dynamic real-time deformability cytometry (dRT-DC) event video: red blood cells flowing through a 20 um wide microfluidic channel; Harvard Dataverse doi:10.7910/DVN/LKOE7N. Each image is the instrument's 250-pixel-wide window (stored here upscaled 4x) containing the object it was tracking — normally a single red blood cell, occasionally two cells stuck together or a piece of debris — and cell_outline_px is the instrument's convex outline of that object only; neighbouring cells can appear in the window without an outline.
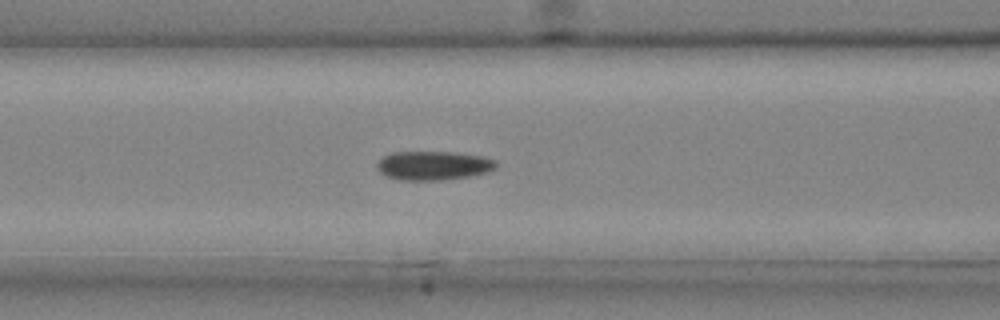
{"species": "common noctule bat (a hibernating species)", "species_latin": "Nyctalus noctula", "temperature_condition": "cold", "stored_images_in_passage": 42, "camera_frame_rate_fps": 3000, "um_per_image_px": 0.085, "animal": {"sex": "male", "body_mass_g": 20.4}, "frame": {"image": 1, "passage_image": 18, "time_ms": 5.667, "image_size_px": [1000, 320], "cell_outline_px": [[496, 168], [488, 172], [468, 176], [440, 180], [400, 180], [384, 176], [376, 168], [376, 164], [384, 156], [392, 152], [452, 152], [480, 156], [496, 160]], "centroid_in_image_um": [36.8, 14.07], "position_along_channel_um": 129.8, "area_um2": 20.06}}
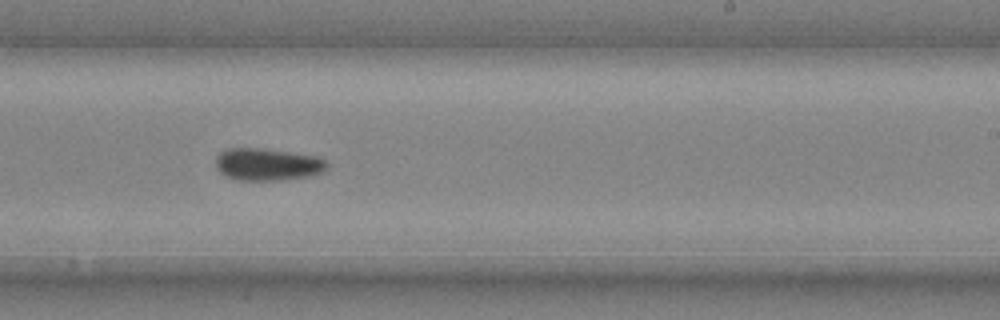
{"frame": {"image": 2, "passage_image": 27, "time_ms": 8.667, "image_size_px": [1000, 320], "cell_outline_px": [[328, 164], [324, 172], [308, 176], [280, 180], [236, 180], [220, 172], [216, 168], [216, 156], [220, 152], [228, 148], [264, 148], [316, 156], [324, 160]], "centroid_in_image_um": [22.72, 13.97], "position_along_channel_um": 266.3, "area_um2": 20.92}}
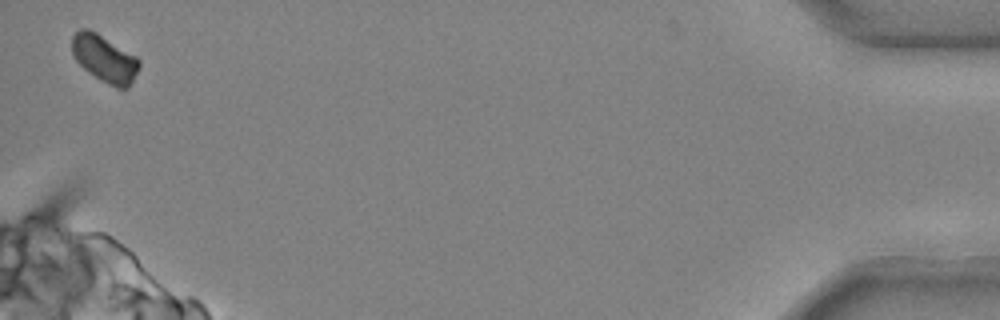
{"frame": {"image": 3, "passage_image": 42, "time_ms": 13.667, "image_size_px": [1000, 320], "cell_outline_px": [[140, 68], [128, 88], [116, 88], [100, 80], [88, 72], [76, 60], [72, 52], [72, 36], [80, 28], [88, 28], [96, 32], [136, 56], [140, 60]], "centroid_in_image_um": [8.9, 4.98], "position_along_channel_um": 426.3, "area_um2": 18.44}}